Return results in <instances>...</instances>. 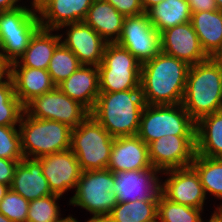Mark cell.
Wrapping results in <instances>:
<instances>
[{"mask_svg":"<svg viewBox=\"0 0 222 222\" xmlns=\"http://www.w3.org/2000/svg\"><path fill=\"white\" fill-rule=\"evenodd\" d=\"M189 65L160 52L141 66L140 87L147 105L182 104Z\"/></svg>","mask_w":222,"mask_h":222,"instance_id":"1","label":"cell"},{"mask_svg":"<svg viewBox=\"0 0 222 222\" xmlns=\"http://www.w3.org/2000/svg\"><path fill=\"white\" fill-rule=\"evenodd\" d=\"M58 222H78V221L76 220V218H73L72 216H67L65 218H61ZM86 222H95V221L92 219H89Z\"/></svg>","mask_w":222,"mask_h":222,"instance_id":"44","label":"cell"},{"mask_svg":"<svg viewBox=\"0 0 222 222\" xmlns=\"http://www.w3.org/2000/svg\"><path fill=\"white\" fill-rule=\"evenodd\" d=\"M38 160L53 194L62 196L67 190L76 188L82 170L71 149L45 155Z\"/></svg>","mask_w":222,"mask_h":222,"instance_id":"15","label":"cell"},{"mask_svg":"<svg viewBox=\"0 0 222 222\" xmlns=\"http://www.w3.org/2000/svg\"><path fill=\"white\" fill-rule=\"evenodd\" d=\"M9 189V185L0 183V201L4 198Z\"/></svg>","mask_w":222,"mask_h":222,"instance_id":"43","label":"cell"},{"mask_svg":"<svg viewBox=\"0 0 222 222\" xmlns=\"http://www.w3.org/2000/svg\"><path fill=\"white\" fill-rule=\"evenodd\" d=\"M125 16L105 0H93L84 22L92 27L107 43L119 40Z\"/></svg>","mask_w":222,"mask_h":222,"instance_id":"24","label":"cell"},{"mask_svg":"<svg viewBox=\"0 0 222 222\" xmlns=\"http://www.w3.org/2000/svg\"><path fill=\"white\" fill-rule=\"evenodd\" d=\"M18 126L26 158L38 159L71 147L72 128L61 122L37 119L24 111Z\"/></svg>","mask_w":222,"mask_h":222,"instance_id":"4","label":"cell"},{"mask_svg":"<svg viewBox=\"0 0 222 222\" xmlns=\"http://www.w3.org/2000/svg\"><path fill=\"white\" fill-rule=\"evenodd\" d=\"M119 13L126 16H136L144 13L141 0H105Z\"/></svg>","mask_w":222,"mask_h":222,"instance_id":"36","label":"cell"},{"mask_svg":"<svg viewBox=\"0 0 222 222\" xmlns=\"http://www.w3.org/2000/svg\"><path fill=\"white\" fill-rule=\"evenodd\" d=\"M0 222H12V221L0 212Z\"/></svg>","mask_w":222,"mask_h":222,"instance_id":"46","label":"cell"},{"mask_svg":"<svg viewBox=\"0 0 222 222\" xmlns=\"http://www.w3.org/2000/svg\"><path fill=\"white\" fill-rule=\"evenodd\" d=\"M168 135H196V122L182 104H145L137 136L148 145Z\"/></svg>","mask_w":222,"mask_h":222,"instance_id":"7","label":"cell"},{"mask_svg":"<svg viewBox=\"0 0 222 222\" xmlns=\"http://www.w3.org/2000/svg\"><path fill=\"white\" fill-rule=\"evenodd\" d=\"M23 157L20 130L16 126H0V158L21 161Z\"/></svg>","mask_w":222,"mask_h":222,"instance_id":"34","label":"cell"},{"mask_svg":"<svg viewBox=\"0 0 222 222\" xmlns=\"http://www.w3.org/2000/svg\"><path fill=\"white\" fill-rule=\"evenodd\" d=\"M191 13L212 11L217 9L215 0H187Z\"/></svg>","mask_w":222,"mask_h":222,"instance_id":"38","label":"cell"},{"mask_svg":"<svg viewBox=\"0 0 222 222\" xmlns=\"http://www.w3.org/2000/svg\"><path fill=\"white\" fill-rule=\"evenodd\" d=\"M53 30L39 28L31 37L25 52L11 63V67H30L45 69L49 67L56 47L61 43L63 35H53Z\"/></svg>","mask_w":222,"mask_h":222,"instance_id":"23","label":"cell"},{"mask_svg":"<svg viewBox=\"0 0 222 222\" xmlns=\"http://www.w3.org/2000/svg\"><path fill=\"white\" fill-rule=\"evenodd\" d=\"M142 64L117 43H107L99 69L100 92L141 89Z\"/></svg>","mask_w":222,"mask_h":222,"instance_id":"8","label":"cell"},{"mask_svg":"<svg viewBox=\"0 0 222 222\" xmlns=\"http://www.w3.org/2000/svg\"><path fill=\"white\" fill-rule=\"evenodd\" d=\"M10 189L28 201L53 194L38 159L23 157L18 163Z\"/></svg>","mask_w":222,"mask_h":222,"instance_id":"21","label":"cell"},{"mask_svg":"<svg viewBox=\"0 0 222 222\" xmlns=\"http://www.w3.org/2000/svg\"><path fill=\"white\" fill-rule=\"evenodd\" d=\"M10 76L14 83L15 95L24 107L34 98L56 87L45 69L11 67Z\"/></svg>","mask_w":222,"mask_h":222,"instance_id":"22","label":"cell"},{"mask_svg":"<svg viewBox=\"0 0 222 222\" xmlns=\"http://www.w3.org/2000/svg\"><path fill=\"white\" fill-rule=\"evenodd\" d=\"M19 0H0V12L9 11L21 7L16 3Z\"/></svg>","mask_w":222,"mask_h":222,"instance_id":"40","label":"cell"},{"mask_svg":"<svg viewBox=\"0 0 222 222\" xmlns=\"http://www.w3.org/2000/svg\"><path fill=\"white\" fill-rule=\"evenodd\" d=\"M144 106L141 89L100 92L90 115L114 138L136 136Z\"/></svg>","mask_w":222,"mask_h":222,"instance_id":"2","label":"cell"},{"mask_svg":"<svg viewBox=\"0 0 222 222\" xmlns=\"http://www.w3.org/2000/svg\"><path fill=\"white\" fill-rule=\"evenodd\" d=\"M196 154L222 158V110L196 122Z\"/></svg>","mask_w":222,"mask_h":222,"instance_id":"26","label":"cell"},{"mask_svg":"<svg viewBox=\"0 0 222 222\" xmlns=\"http://www.w3.org/2000/svg\"><path fill=\"white\" fill-rule=\"evenodd\" d=\"M158 200L118 202L102 222H157Z\"/></svg>","mask_w":222,"mask_h":222,"instance_id":"28","label":"cell"},{"mask_svg":"<svg viewBox=\"0 0 222 222\" xmlns=\"http://www.w3.org/2000/svg\"><path fill=\"white\" fill-rule=\"evenodd\" d=\"M215 3L217 5V9L222 11V0H215Z\"/></svg>","mask_w":222,"mask_h":222,"instance_id":"47","label":"cell"},{"mask_svg":"<svg viewBox=\"0 0 222 222\" xmlns=\"http://www.w3.org/2000/svg\"><path fill=\"white\" fill-rule=\"evenodd\" d=\"M24 109L31 117L58 121L72 129L90 115L83 105L65 95L57 86L34 98Z\"/></svg>","mask_w":222,"mask_h":222,"instance_id":"10","label":"cell"},{"mask_svg":"<svg viewBox=\"0 0 222 222\" xmlns=\"http://www.w3.org/2000/svg\"><path fill=\"white\" fill-rule=\"evenodd\" d=\"M57 87L65 95L77 101L91 112L100 94L98 66L81 65L67 79L58 84Z\"/></svg>","mask_w":222,"mask_h":222,"instance_id":"20","label":"cell"},{"mask_svg":"<svg viewBox=\"0 0 222 222\" xmlns=\"http://www.w3.org/2000/svg\"><path fill=\"white\" fill-rule=\"evenodd\" d=\"M117 44L126 48L141 64L161 52L160 33L153 27L146 12L125 17Z\"/></svg>","mask_w":222,"mask_h":222,"instance_id":"11","label":"cell"},{"mask_svg":"<svg viewBox=\"0 0 222 222\" xmlns=\"http://www.w3.org/2000/svg\"><path fill=\"white\" fill-rule=\"evenodd\" d=\"M213 58H214L216 61L222 63V47H221V49L218 51V53H217Z\"/></svg>","mask_w":222,"mask_h":222,"instance_id":"45","label":"cell"},{"mask_svg":"<svg viewBox=\"0 0 222 222\" xmlns=\"http://www.w3.org/2000/svg\"><path fill=\"white\" fill-rule=\"evenodd\" d=\"M170 177L161 183V193L172 202L204 209L206 194L196 170L190 165L163 171Z\"/></svg>","mask_w":222,"mask_h":222,"instance_id":"13","label":"cell"},{"mask_svg":"<svg viewBox=\"0 0 222 222\" xmlns=\"http://www.w3.org/2000/svg\"><path fill=\"white\" fill-rule=\"evenodd\" d=\"M19 162L21 161L0 158V183L11 186Z\"/></svg>","mask_w":222,"mask_h":222,"instance_id":"37","label":"cell"},{"mask_svg":"<svg viewBox=\"0 0 222 222\" xmlns=\"http://www.w3.org/2000/svg\"><path fill=\"white\" fill-rule=\"evenodd\" d=\"M191 23L203 51L213 58L222 47V11L192 13Z\"/></svg>","mask_w":222,"mask_h":222,"instance_id":"25","label":"cell"},{"mask_svg":"<svg viewBox=\"0 0 222 222\" xmlns=\"http://www.w3.org/2000/svg\"><path fill=\"white\" fill-rule=\"evenodd\" d=\"M161 51L184 61L189 66L207 60L191 22L177 25L160 33Z\"/></svg>","mask_w":222,"mask_h":222,"instance_id":"16","label":"cell"},{"mask_svg":"<svg viewBox=\"0 0 222 222\" xmlns=\"http://www.w3.org/2000/svg\"><path fill=\"white\" fill-rule=\"evenodd\" d=\"M81 65L77 56L69 48L60 43L54 50L47 71L53 83L57 86Z\"/></svg>","mask_w":222,"mask_h":222,"instance_id":"32","label":"cell"},{"mask_svg":"<svg viewBox=\"0 0 222 222\" xmlns=\"http://www.w3.org/2000/svg\"><path fill=\"white\" fill-rule=\"evenodd\" d=\"M152 168L148 145L137 135L116 137L107 169L114 173Z\"/></svg>","mask_w":222,"mask_h":222,"instance_id":"19","label":"cell"},{"mask_svg":"<svg viewBox=\"0 0 222 222\" xmlns=\"http://www.w3.org/2000/svg\"><path fill=\"white\" fill-rule=\"evenodd\" d=\"M0 12V52L11 64L25 52L34 33L40 28L35 2Z\"/></svg>","mask_w":222,"mask_h":222,"instance_id":"9","label":"cell"},{"mask_svg":"<svg viewBox=\"0 0 222 222\" xmlns=\"http://www.w3.org/2000/svg\"><path fill=\"white\" fill-rule=\"evenodd\" d=\"M182 105L195 122L222 110V63L209 57L189 67Z\"/></svg>","mask_w":222,"mask_h":222,"instance_id":"3","label":"cell"},{"mask_svg":"<svg viewBox=\"0 0 222 222\" xmlns=\"http://www.w3.org/2000/svg\"><path fill=\"white\" fill-rule=\"evenodd\" d=\"M24 111V106L15 95L10 76L0 83V126H16L20 123Z\"/></svg>","mask_w":222,"mask_h":222,"instance_id":"30","label":"cell"},{"mask_svg":"<svg viewBox=\"0 0 222 222\" xmlns=\"http://www.w3.org/2000/svg\"><path fill=\"white\" fill-rule=\"evenodd\" d=\"M112 137L91 115L71 132V151L82 171L104 170L109 165Z\"/></svg>","mask_w":222,"mask_h":222,"instance_id":"6","label":"cell"},{"mask_svg":"<svg viewBox=\"0 0 222 222\" xmlns=\"http://www.w3.org/2000/svg\"><path fill=\"white\" fill-rule=\"evenodd\" d=\"M157 168L114 173L118 202L159 200L161 180Z\"/></svg>","mask_w":222,"mask_h":222,"instance_id":"14","label":"cell"},{"mask_svg":"<svg viewBox=\"0 0 222 222\" xmlns=\"http://www.w3.org/2000/svg\"><path fill=\"white\" fill-rule=\"evenodd\" d=\"M162 0H141L144 12L159 4Z\"/></svg>","mask_w":222,"mask_h":222,"instance_id":"42","label":"cell"},{"mask_svg":"<svg viewBox=\"0 0 222 222\" xmlns=\"http://www.w3.org/2000/svg\"><path fill=\"white\" fill-rule=\"evenodd\" d=\"M114 172L109 169L82 171L69 204L86 209L95 222H102L118 204Z\"/></svg>","mask_w":222,"mask_h":222,"instance_id":"5","label":"cell"},{"mask_svg":"<svg viewBox=\"0 0 222 222\" xmlns=\"http://www.w3.org/2000/svg\"><path fill=\"white\" fill-rule=\"evenodd\" d=\"M152 167L163 172L190 166L196 154V135L162 136L148 144Z\"/></svg>","mask_w":222,"mask_h":222,"instance_id":"12","label":"cell"},{"mask_svg":"<svg viewBox=\"0 0 222 222\" xmlns=\"http://www.w3.org/2000/svg\"><path fill=\"white\" fill-rule=\"evenodd\" d=\"M11 74V64L3 57L0 52V83L9 78Z\"/></svg>","mask_w":222,"mask_h":222,"instance_id":"39","label":"cell"},{"mask_svg":"<svg viewBox=\"0 0 222 222\" xmlns=\"http://www.w3.org/2000/svg\"><path fill=\"white\" fill-rule=\"evenodd\" d=\"M60 197V195L51 194L29 201L27 222H58L61 217L56 200Z\"/></svg>","mask_w":222,"mask_h":222,"instance_id":"33","label":"cell"},{"mask_svg":"<svg viewBox=\"0 0 222 222\" xmlns=\"http://www.w3.org/2000/svg\"><path fill=\"white\" fill-rule=\"evenodd\" d=\"M28 210L29 201L12 189L0 201V212L12 222H27Z\"/></svg>","mask_w":222,"mask_h":222,"instance_id":"35","label":"cell"},{"mask_svg":"<svg viewBox=\"0 0 222 222\" xmlns=\"http://www.w3.org/2000/svg\"><path fill=\"white\" fill-rule=\"evenodd\" d=\"M68 26L67 37L61 43L77 56L82 65L99 66L107 42L84 21L63 25L58 30Z\"/></svg>","mask_w":222,"mask_h":222,"instance_id":"17","label":"cell"},{"mask_svg":"<svg viewBox=\"0 0 222 222\" xmlns=\"http://www.w3.org/2000/svg\"><path fill=\"white\" fill-rule=\"evenodd\" d=\"M93 0H36L40 27L58 30L61 26L82 22Z\"/></svg>","mask_w":222,"mask_h":222,"instance_id":"18","label":"cell"},{"mask_svg":"<svg viewBox=\"0 0 222 222\" xmlns=\"http://www.w3.org/2000/svg\"><path fill=\"white\" fill-rule=\"evenodd\" d=\"M202 211V209L172 202L160 192L157 222H201Z\"/></svg>","mask_w":222,"mask_h":222,"instance_id":"31","label":"cell"},{"mask_svg":"<svg viewBox=\"0 0 222 222\" xmlns=\"http://www.w3.org/2000/svg\"><path fill=\"white\" fill-rule=\"evenodd\" d=\"M203 219H201V222ZM208 222H222V204L221 206L217 207L216 211L211 215V218Z\"/></svg>","mask_w":222,"mask_h":222,"instance_id":"41","label":"cell"},{"mask_svg":"<svg viewBox=\"0 0 222 222\" xmlns=\"http://www.w3.org/2000/svg\"><path fill=\"white\" fill-rule=\"evenodd\" d=\"M191 166L196 170L205 194L222 199V158L195 154Z\"/></svg>","mask_w":222,"mask_h":222,"instance_id":"29","label":"cell"},{"mask_svg":"<svg viewBox=\"0 0 222 222\" xmlns=\"http://www.w3.org/2000/svg\"><path fill=\"white\" fill-rule=\"evenodd\" d=\"M153 27L161 33L168 28L191 22V11L187 0H162L147 12Z\"/></svg>","mask_w":222,"mask_h":222,"instance_id":"27","label":"cell"}]
</instances>
